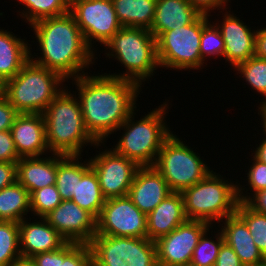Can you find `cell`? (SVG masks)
<instances>
[{
	"label": "cell",
	"instance_id": "d4e9b609",
	"mask_svg": "<svg viewBox=\"0 0 266 266\" xmlns=\"http://www.w3.org/2000/svg\"><path fill=\"white\" fill-rule=\"evenodd\" d=\"M81 155L57 154L56 187L62 200H71L77 180L91 167L90 161L80 162Z\"/></svg>",
	"mask_w": 266,
	"mask_h": 266
},
{
	"label": "cell",
	"instance_id": "d6986e66",
	"mask_svg": "<svg viewBox=\"0 0 266 266\" xmlns=\"http://www.w3.org/2000/svg\"><path fill=\"white\" fill-rule=\"evenodd\" d=\"M26 218L18 223L21 257L31 258L39 253L58 250L66 243L44 217L32 223Z\"/></svg>",
	"mask_w": 266,
	"mask_h": 266
},
{
	"label": "cell",
	"instance_id": "f6af8a7d",
	"mask_svg": "<svg viewBox=\"0 0 266 266\" xmlns=\"http://www.w3.org/2000/svg\"><path fill=\"white\" fill-rule=\"evenodd\" d=\"M256 31L254 56L266 59V27Z\"/></svg>",
	"mask_w": 266,
	"mask_h": 266
},
{
	"label": "cell",
	"instance_id": "277c9868",
	"mask_svg": "<svg viewBox=\"0 0 266 266\" xmlns=\"http://www.w3.org/2000/svg\"><path fill=\"white\" fill-rule=\"evenodd\" d=\"M168 107V101L164 102L140 120L134 119V111L116 130L124 133L112 149L139 166H153L163 143L173 134L165 122Z\"/></svg>",
	"mask_w": 266,
	"mask_h": 266
},
{
	"label": "cell",
	"instance_id": "4316f807",
	"mask_svg": "<svg viewBox=\"0 0 266 266\" xmlns=\"http://www.w3.org/2000/svg\"><path fill=\"white\" fill-rule=\"evenodd\" d=\"M29 211L30 194L17 180L0 190V221L19 223Z\"/></svg>",
	"mask_w": 266,
	"mask_h": 266
},
{
	"label": "cell",
	"instance_id": "d6a6232c",
	"mask_svg": "<svg viewBox=\"0 0 266 266\" xmlns=\"http://www.w3.org/2000/svg\"><path fill=\"white\" fill-rule=\"evenodd\" d=\"M210 229H207L194 249L193 256L190 262V265L193 266H214L217 261V256L219 254L221 245L224 243V237L221 230L219 229L218 234L213 238H209L208 233ZM220 231V232H219Z\"/></svg>",
	"mask_w": 266,
	"mask_h": 266
},
{
	"label": "cell",
	"instance_id": "836d02e7",
	"mask_svg": "<svg viewBox=\"0 0 266 266\" xmlns=\"http://www.w3.org/2000/svg\"><path fill=\"white\" fill-rule=\"evenodd\" d=\"M210 22L208 21L202 28L200 40L202 66L206 64L204 61H207V58L224 56L225 44L221 32L214 22H211L213 25Z\"/></svg>",
	"mask_w": 266,
	"mask_h": 266
},
{
	"label": "cell",
	"instance_id": "30bf717a",
	"mask_svg": "<svg viewBox=\"0 0 266 266\" xmlns=\"http://www.w3.org/2000/svg\"><path fill=\"white\" fill-rule=\"evenodd\" d=\"M93 266H158L155 241L95 235L90 242Z\"/></svg>",
	"mask_w": 266,
	"mask_h": 266
},
{
	"label": "cell",
	"instance_id": "9c48e42d",
	"mask_svg": "<svg viewBox=\"0 0 266 266\" xmlns=\"http://www.w3.org/2000/svg\"><path fill=\"white\" fill-rule=\"evenodd\" d=\"M208 21L209 15L201 14L189 25L162 32L156 38L160 68L166 67L176 71L202 69L200 40L202 28Z\"/></svg>",
	"mask_w": 266,
	"mask_h": 266
},
{
	"label": "cell",
	"instance_id": "3957f363",
	"mask_svg": "<svg viewBox=\"0 0 266 266\" xmlns=\"http://www.w3.org/2000/svg\"><path fill=\"white\" fill-rule=\"evenodd\" d=\"M65 88L43 112L47 145L50 153L81 155L84 145L98 148L102 142L89 134L76 94Z\"/></svg>",
	"mask_w": 266,
	"mask_h": 266
},
{
	"label": "cell",
	"instance_id": "681fc988",
	"mask_svg": "<svg viewBox=\"0 0 266 266\" xmlns=\"http://www.w3.org/2000/svg\"><path fill=\"white\" fill-rule=\"evenodd\" d=\"M2 91H3V83L0 81V96L2 95Z\"/></svg>",
	"mask_w": 266,
	"mask_h": 266
},
{
	"label": "cell",
	"instance_id": "2e32d148",
	"mask_svg": "<svg viewBox=\"0 0 266 266\" xmlns=\"http://www.w3.org/2000/svg\"><path fill=\"white\" fill-rule=\"evenodd\" d=\"M223 13V22L217 21L224 40V60L228 61L232 67L238 66L255 54V37L257 31L251 30V27L245 25V22L235 16L231 11ZM220 22L221 24H219Z\"/></svg>",
	"mask_w": 266,
	"mask_h": 266
},
{
	"label": "cell",
	"instance_id": "5b68a950",
	"mask_svg": "<svg viewBox=\"0 0 266 266\" xmlns=\"http://www.w3.org/2000/svg\"><path fill=\"white\" fill-rule=\"evenodd\" d=\"M104 47L109 49L104 55L109 59L115 58L126 68L123 74L121 72L119 74L104 73L110 77L130 80L142 87V82L153 77L156 68H160L156 38L149 29L122 27Z\"/></svg>",
	"mask_w": 266,
	"mask_h": 266
},
{
	"label": "cell",
	"instance_id": "f546056e",
	"mask_svg": "<svg viewBox=\"0 0 266 266\" xmlns=\"http://www.w3.org/2000/svg\"><path fill=\"white\" fill-rule=\"evenodd\" d=\"M234 69L253 90H256L255 92L265 97L260 106L266 105V59L253 56Z\"/></svg>",
	"mask_w": 266,
	"mask_h": 266
},
{
	"label": "cell",
	"instance_id": "4fadbf2b",
	"mask_svg": "<svg viewBox=\"0 0 266 266\" xmlns=\"http://www.w3.org/2000/svg\"><path fill=\"white\" fill-rule=\"evenodd\" d=\"M99 151L89 159L105 199L128 196L137 169L135 161L118 154L112 148Z\"/></svg>",
	"mask_w": 266,
	"mask_h": 266
},
{
	"label": "cell",
	"instance_id": "8d00e7d4",
	"mask_svg": "<svg viewBox=\"0 0 266 266\" xmlns=\"http://www.w3.org/2000/svg\"><path fill=\"white\" fill-rule=\"evenodd\" d=\"M251 159L253 161L248 169L247 182L250 192H258L266 189V164L257 160L254 156Z\"/></svg>",
	"mask_w": 266,
	"mask_h": 266
},
{
	"label": "cell",
	"instance_id": "ab89813d",
	"mask_svg": "<svg viewBox=\"0 0 266 266\" xmlns=\"http://www.w3.org/2000/svg\"><path fill=\"white\" fill-rule=\"evenodd\" d=\"M19 113L8 102V100L0 96V131L10 130Z\"/></svg>",
	"mask_w": 266,
	"mask_h": 266
},
{
	"label": "cell",
	"instance_id": "44dd1931",
	"mask_svg": "<svg viewBox=\"0 0 266 266\" xmlns=\"http://www.w3.org/2000/svg\"><path fill=\"white\" fill-rule=\"evenodd\" d=\"M187 220L181 192H172L147 215V238L156 241Z\"/></svg>",
	"mask_w": 266,
	"mask_h": 266
},
{
	"label": "cell",
	"instance_id": "f35d334b",
	"mask_svg": "<svg viewBox=\"0 0 266 266\" xmlns=\"http://www.w3.org/2000/svg\"><path fill=\"white\" fill-rule=\"evenodd\" d=\"M19 160L10 130L0 131V162L17 163Z\"/></svg>",
	"mask_w": 266,
	"mask_h": 266
},
{
	"label": "cell",
	"instance_id": "e575fe53",
	"mask_svg": "<svg viewBox=\"0 0 266 266\" xmlns=\"http://www.w3.org/2000/svg\"><path fill=\"white\" fill-rule=\"evenodd\" d=\"M62 199L56 185L43 187L30 194V208L34 216L45 217L50 211L54 210Z\"/></svg>",
	"mask_w": 266,
	"mask_h": 266
},
{
	"label": "cell",
	"instance_id": "7a4b0ae2",
	"mask_svg": "<svg viewBox=\"0 0 266 266\" xmlns=\"http://www.w3.org/2000/svg\"><path fill=\"white\" fill-rule=\"evenodd\" d=\"M30 28H33L41 51L40 57L36 55L35 58L30 50L34 63L58 73L67 81L87 74L84 70L94 64L95 52L87 45L70 12L40 19Z\"/></svg>",
	"mask_w": 266,
	"mask_h": 266
},
{
	"label": "cell",
	"instance_id": "60d3db41",
	"mask_svg": "<svg viewBox=\"0 0 266 266\" xmlns=\"http://www.w3.org/2000/svg\"><path fill=\"white\" fill-rule=\"evenodd\" d=\"M188 2L200 13L203 15H209L211 10H219L224 11L227 9L228 2L230 0H188Z\"/></svg>",
	"mask_w": 266,
	"mask_h": 266
},
{
	"label": "cell",
	"instance_id": "e0dca14e",
	"mask_svg": "<svg viewBox=\"0 0 266 266\" xmlns=\"http://www.w3.org/2000/svg\"><path fill=\"white\" fill-rule=\"evenodd\" d=\"M10 132L19 158L49 153L43 114L19 113Z\"/></svg>",
	"mask_w": 266,
	"mask_h": 266
},
{
	"label": "cell",
	"instance_id": "7bdbcfd3",
	"mask_svg": "<svg viewBox=\"0 0 266 266\" xmlns=\"http://www.w3.org/2000/svg\"><path fill=\"white\" fill-rule=\"evenodd\" d=\"M17 180L16 163L0 162V190Z\"/></svg>",
	"mask_w": 266,
	"mask_h": 266
},
{
	"label": "cell",
	"instance_id": "603a6c76",
	"mask_svg": "<svg viewBox=\"0 0 266 266\" xmlns=\"http://www.w3.org/2000/svg\"><path fill=\"white\" fill-rule=\"evenodd\" d=\"M200 15L188 0H157L154 20L149 30L157 38L162 32L193 23Z\"/></svg>",
	"mask_w": 266,
	"mask_h": 266
},
{
	"label": "cell",
	"instance_id": "7c38bea8",
	"mask_svg": "<svg viewBox=\"0 0 266 266\" xmlns=\"http://www.w3.org/2000/svg\"><path fill=\"white\" fill-rule=\"evenodd\" d=\"M96 234L147 238V215L128 196L106 199L96 219Z\"/></svg>",
	"mask_w": 266,
	"mask_h": 266
},
{
	"label": "cell",
	"instance_id": "484cf974",
	"mask_svg": "<svg viewBox=\"0 0 266 266\" xmlns=\"http://www.w3.org/2000/svg\"><path fill=\"white\" fill-rule=\"evenodd\" d=\"M157 0H112L117 18L123 27L150 29Z\"/></svg>",
	"mask_w": 266,
	"mask_h": 266
},
{
	"label": "cell",
	"instance_id": "6da1fadb",
	"mask_svg": "<svg viewBox=\"0 0 266 266\" xmlns=\"http://www.w3.org/2000/svg\"><path fill=\"white\" fill-rule=\"evenodd\" d=\"M72 80L77 85L85 127L104 146L105 139L137 109L136 101L142 88L133 81L103 73H87Z\"/></svg>",
	"mask_w": 266,
	"mask_h": 266
},
{
	"label": "cell",
	"instance_id": "d590c367",
	"mask_svg": "<svg viewBox=\"0 0 266 266\" xmlns=\"http://www.w3.org/2000/svg\"><path fill=\"white\" fill-rule=\"evenodd\" d=\"M59 266H93L90 244L66 242L59 248Z\"/></svg>",
	"mask_w": 266,
	"mask_h": 266
},
{
	"label": "cell",
	"instance_id": "8fae6325",
	"mask_svg": "<svg viewBox=\"0 0 266 266\" xmlns=\"http://www.w3.org/2000/svg\"><path fill=\"white\" fill-rule=\"evenodd\" d=\"M70 13L94 52V42L104 46L123 27L112 0H75L70 4Z\"/></svg>",
	"mask_w": 266,
	"mask_h": 266
},
{
	"label": "cell",
	"instance_id": "f907efd6",
	"mask_svg": "<svg viewBox=\"0 0 266 266\" xmlns=\"http://www.w3.org/2000/svg\"><path fill=\"white\" fill-rule=\"evenodd\" d=\"M69 4H71L75 0H66Z\"/></svg>",
	"mask_w": 266,
	"mask_h": 266
},
{
	"label": "cell",
	"instance_id": "74e56055",
	"mask_svg": "<svg viewBox=\"0 0 266 266\" xmlns=\"http://www.w3.org/2000/svg\"><path fill=\"white\" fill-rule=\"evenodd\" d=\"M245 186L237 184V196L240 202H245L254 211L266 214V189L260 190L256 193H248L249 195H244ZM244 190V191H243ZM252 197V198H251Z\"/></svg>",
	"mask_w": 266,
	"mask_h": 266
},
{
	"label": "cell",
	"instance_id": "52a82bcc",
	"mask_svg": "<svg viewBox=\"0 0 266 266\" xmlns=\"http://www.w3.org/2000/svg\"><path fill=\"white\" fill-rule=\"evenodd\" d=\"M230 182V183H229ZM188 220L220 223L236 213L237 184L213 170L198 183L181 192Z\"/></svg>",
	"mask_w": 266,
	"mask_h": 266
},
{
	"label": "cell",
	"instance_id": "ba28073f",
	"mask_svg": "<svg viewBox=\"0 0 266 266\" xmlns=\"http://www.w3.org/2000/svg\"><path fill=\"white\" fill-rule=\"evenodd\" d=\"M197 154L178 135L172 134L163 143L153 166L172 192H182L212 171Z\"/></svg>",
	"mask_w": 266,
	"mask_h": 266
},
{
	"label": "cell",
	"instance_id": "4dcf8cb0",
	"mask_svg": "<svg viewBox=\"0 0 266 266\" xmlns=\"http://www.w3.org/2000/svg\"><path fill=\"white\" fill-rule=\"evenodd\" d=\"M236 214L245 222L255 245L266 258V214L258 213L240 201Z\"/></svg>",
	"mask_w": 266,
	"mask_h": 266
},
{
	"label": "cell",
	"instance_id": "bcb514c9",
	"mask_svg": "<svg viewBox=\"0 0 266 266\" xmlns=\"http://www.w3.org/2000/svg\"><path fill=\"white\" fill-rule=\"evenodd\" d=\"M263 137L258 147H256L253 156L262 163L266 164V132L263 130ZM265 137V138H264Z\"/></svg>",
	"mask_w": 266,
	"mask_h": 266
},
{
	"label": "cell",
	"instance_id": "cb8c5ba5",
	"mask_svg": "<svg viewBox=\"0 0 266 266\" xmlns=\"http://www.w3.org/2000/svg\"><path fill=\"white\" fill-rule=\"evenodd\" d=\"M25 39L7 30L0 29V81L6 82L15 77L22 66L30 59L32 49Z\"/></svg>",
	"mask_w": 266,
	"mask_h": 266
},
{
	"label": "cell",
	"instance_id": "9a60e30c",
	"mask_svg": "<svg viewBox=\"0 0 266 266\" xmlns=\"http://www.w3.org/2000/svg\"><path fill=\"white\" fill-rule=\"evenodd\" d=\"M44 218L66 242L90 244L96 235V218L71 200H62Z\"/></svg>",
	"mask_w": 266,
	"mask_h": 266
},
{
	"label": "cell",
	"instance_id": "ee69618b",
	"mask_svg": "<svg viewBox=\"0 0 266 266\" xmlns=\"http://www.w3.org/2000/svg\"><path fill=\"white\" fill-rule=\"evenodd\" d=\"M36 266H59V249L31 257Z\"/></svg>",
	"mask_w": 266,
	"mask_h": 266
},
{
	"label": "cell",
	"instance_id": "7dc6e473",
	"mask_svg": "<svg viewBox=\"0 0 266 266\" xmlns=\"http://www.w3.org/2000/svg\"><path fill=\"white\" fill-rule=\"evenodd\" d=\"M9 266H36L32 258L20 257L13 261Z\"/></svg>",
	"mask_w": 266,
	"mask_h": 266
},
{
	"label": "cell",
	"instance_id": "83f0119b",
	"mask_svg": "<svg viewBox=\"0 0 266 266\" xmlns=\"http://www.w3.org/2000/svg\"><path fill=\"white\" fill-rule=\"evenodd\" d=\"M105 200L97 175L90 167L82 175L81 179L77 180L76 193L72 196L71 201L91 213L97 219Z\"/></svg>",
	"mask_w": 266,
	"mask_h": 266
},
{
	"label": "cell",
	"instance_id": "b9f144b4",
	"mask_svg": "<svg viewBox=\"0 0 266 266\" xmlns=\"http://www.w3.org/2000/svg\"><path fill=\"white\" fill-rule=\"evenodd\" d=\"M214 266H244L234 250L225 242L221 245Z\"/></svg>",
	"mask_w": 266,
	"mask_h": 266
},
{
	"label": "cell",
	"instance_id": "8992f818",
	"mask_svg": "<svg viewBox=\"0 0 266 266\" xmlns=\"http://www.w3.org/2000/svg\"><path fill=\"white\" fill-rule=\"evenodd\" d=\"M65 81L58 73L29 59L15 77L3 83L2 95L18 113L43 114Z\"/></svg>",
	"mask_w": 266,
	"mask_h": 266
},
{
	"label": "cell",
	"instance_id": "c3c4849f",
	"mask_svg": "<svg viewBox=\"0 0 266 266\" xmlns=\"http://www.w3.org/2000/svg\"><path fill=\"white\" fill-rule=\"evenodd\" d=\"M258 114L261 115L262 121H263V128L262 130H264L266 132V105L263 106H258Z\"/></svg>",
	"mask_w": 266,
	"mask_h": 266
},
{
	"label": "cell",
	"instance_id": "7402d4cb",
	"mask_svg": "<svg viewBox=\"0 0 266 266\" xmlns=\"http://www.w3.org/2000/svg\"><path fill=\"white\" fill-rule=\"evenodd\" d=\"M57 153L51 157H25L16 163L17 181L31 194L35 190L56 185Z\"/></svg>",
	"mask_w": 266,
	"mask_h": 266
},
{
	"label": "cell",
	"instance_id": "1f68e13d",
	"mask_svg": "<svg viewBox=\"0 0 266 266\" xmlns=\"http://www.w3.org/2000/svg\"><path fill=\"white\" fill-rule=\"evenodd\" d=\"M20 257L19 224L0 221V266H9Z\"/></svg>",
	"mask_w": 266,
	"mask_h": 266
},
{
	"label": "cell",
	"instance_id": "ffe728a7",
	"mask_svg": "<svg viewBox=\"0 0 266 266\" xmlns=\"http://www.w3.org/2000/svg\"><path fill=\"white\" fill-rule=\"evenodd\" d=\"M221 222L224 242L234 250L240 262L244 266H262L266 258L255 245L245 222L236 213Z\"/></svg>",
	"mask_w": 266,
	"mask_h": 266
},
{
	"label": "cell",
	"instance_id": "ac0fdd59",
	"mask_svg": "<svg viewBox=\"0 0 266 266\" xmlns=\"http://www.w3.org/2000/svg\"><path fill=\"white\" fill-rule=\"evenodd\" d=\"M171 193L168 183L154 166H140L128 197L142 213L148 215Z\"/></svg>",
	"mask_w": 266,
	"mask_h": 266
},
{
	"label": "cell",
	"instance_id": "5bb4252c",
	"mask_svg": "<svg viewBox=\"0 0 266 266\" xmlns=\"http://www.w3.org/2000/svg\"><path fill=\"white\" fill-rule=\"evenodd\" d=\"M212 226L187 220L155 241L158 266H188L202 234Z\"/></svg>",
	"mask_w": 266,
	"mask_h": 266
},
{
	"label": "cell",
	"instance_id": "f1b7e54d",
	"mask_svg": "<svg viewBox=\"0 0 266 266\" xmlns=\"http://www.w3.org/2000/svg\"><path fill=\"white\" fill-rule=\"evenodd\" d=\"M24 7L22 12L18 11L20 17L25 19L29 25L34 22L48 18L57 17L70 12V4L66 0H17ZM26 8V9H25Z\"/></svg>",
	"mask_w": 266,
	"mask_h": 266
}]
</instances>
